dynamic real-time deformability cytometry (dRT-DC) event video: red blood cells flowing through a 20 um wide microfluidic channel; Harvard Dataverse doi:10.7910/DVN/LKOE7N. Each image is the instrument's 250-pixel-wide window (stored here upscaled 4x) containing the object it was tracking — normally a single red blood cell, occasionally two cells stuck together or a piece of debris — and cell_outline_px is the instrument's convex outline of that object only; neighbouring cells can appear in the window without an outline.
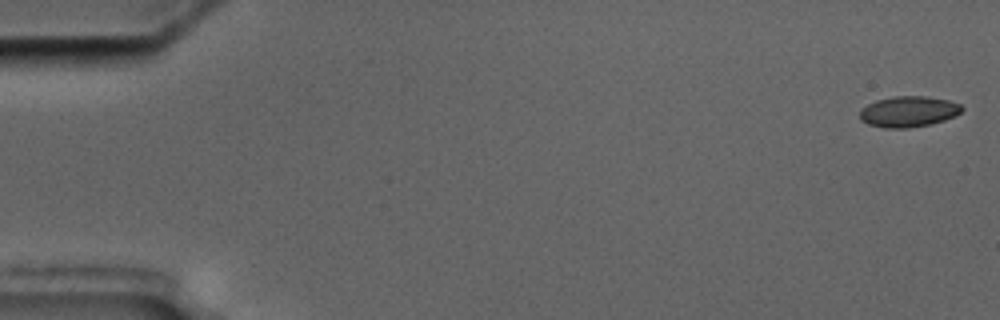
{"species": "common noctule bat (a hibernating species)", "species_latin": "Nyctalus noctula", "temperature_condition": "cold", "stored_images_in_passage": 6, "segment_of_instrument_passage": [1, 2], "camera_frame_rate_fps": 3000, "um_per_image_px": 0.085, "animal": {"sex": "male", "body_mass_g": 17.5, "forearm_length_mm": 52.3}, "frame": {"image": 1, "passage_image": 1, "time_ms": 0.0, "image_size_px": [1000, 320], "cell_outline_px": [[964, 108], [956, 116], [944, 120], [928, 124], [908, 128], [884, 128], [868, 124], [860, 120], [860, 108], [876, 100], [896, 96], [924, 96], [948, 100], [960, 104]], "centroid_in_image_um": [77.2, 9.48], "position_along_channel_um": 7.8, "area_um2": 18.32}}
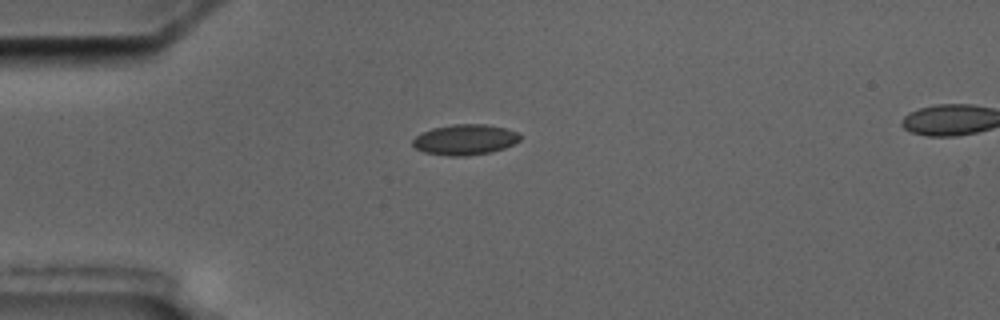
{"frame": {"image": 2, "passage_image": 5, "time_ms": 4.667, "image_size_px": [1000, 320], "cell_outline_px": [[520, 140], [504, 148], [492, 152], [464, 156], [448, 156], [424, 152], [416, 148], [412, 144], [412, 140], [420, 132], [432, 128], [452, 124], [488, 124], [504, 128], [516, 132], [520, 136]], "centroid_in_image_um": [39.49, 11.86], "position_along_channel_um": 45.5, "area_um2": 19.13}}